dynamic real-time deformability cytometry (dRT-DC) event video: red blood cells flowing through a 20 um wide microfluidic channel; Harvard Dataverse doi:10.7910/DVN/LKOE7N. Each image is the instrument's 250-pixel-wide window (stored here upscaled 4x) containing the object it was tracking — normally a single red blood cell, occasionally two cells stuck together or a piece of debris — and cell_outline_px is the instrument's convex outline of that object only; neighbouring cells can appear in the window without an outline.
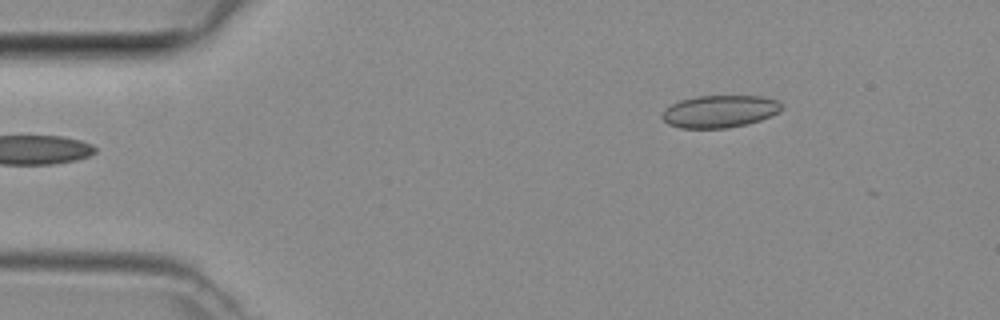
{"species": "common noctule bat (a hibernating species)", "species_latin": "Nyctalus noctula", "temperature_condition": "room temperature", "stored_images_in_passage": 2, "camera_frame_rate_fps": 3000, "um_per_image_px": 0.085, "animal": {"sex": "female", "body_mass_g": 29.2, "forearm_length_mm": 56.3}, "frame": {"image": 1, "passage_image": 2, "time_ms": 0.333, "image_size_px": [1000, 320], "cell_outline_px": [[784, 108], [780, 112], [772, 116], [760, 120], [744, 124], [724, 128], [680, 128], [668, 124], [664, 120], [664, 108], [680, 100], [696, 96], [760, 96], [776, 100], [784, 104]], "centroid_in_image_um": [61.21, 9.46], "position_along_channel_um": 23.8, "area_um2": 22.48}}